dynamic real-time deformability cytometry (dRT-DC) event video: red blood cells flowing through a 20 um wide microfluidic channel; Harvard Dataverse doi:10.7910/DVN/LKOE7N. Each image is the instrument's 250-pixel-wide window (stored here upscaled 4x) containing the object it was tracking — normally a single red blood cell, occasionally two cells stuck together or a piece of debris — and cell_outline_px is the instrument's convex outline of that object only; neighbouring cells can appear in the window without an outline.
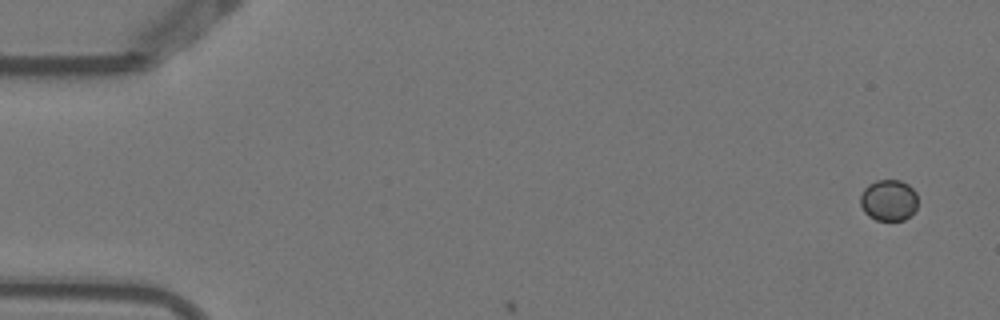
{"species": "Egyptian fruit bat (a non-hibernating species)", "species_latin": "Rousettus aegyptiacus", "temperature_condition": "warm", "stored_images_in_passage": 3, "camera_frame_rate_fps": 3000, "um_per_image_px": 0.085, "animal": {"sex": "female"}, "frame": {"image": 1, "passage_image": 1, "time_ms": 0.0, "image_size_px": [1000, 320], "cell_outline_px": [[916, 208], [904, 220], [876, 220], [868, 216], [864, 212], [860, 204], [860, 196], [864, 188], [868, 184], [876, 180], [900, 180], [908, 184], [916, 192]], "centroid_in_image_um": [75.5, 17.01], "position_along_channel_um": 9.5, "area_um2": 13.81}}